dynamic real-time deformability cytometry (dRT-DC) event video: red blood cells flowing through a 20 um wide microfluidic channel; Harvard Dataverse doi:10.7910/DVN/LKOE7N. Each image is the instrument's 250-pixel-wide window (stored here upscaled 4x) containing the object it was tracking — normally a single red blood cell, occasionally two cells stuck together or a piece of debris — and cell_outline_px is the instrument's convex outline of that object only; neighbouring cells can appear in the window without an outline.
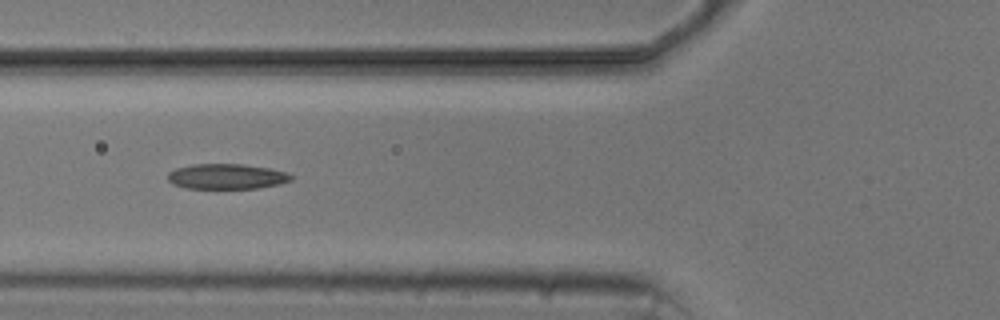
{"species": "common noctule bat (a hibernating species)", "species_latin": "Nyctalus noctula", "temperature_condition": "cold", "stored_images_in_passage": 6, "camera_frame_rate_fps": 3000, "um_per_image_px": 0.085, "animal": {"sex": "male", "body_mass_g": 20.5, "forearm_length_mm": 52.5}, "frame": {"image": 1, "passage_image": 6, "time_ms": 5.667, "image_size_px": [1000, 320], "cell_outline_px": [[292, 180], [280, 184], [260, 188], [184, 188], [172, 184], [168, 180], [168, 172], [176, 168], [192, 164], [244, 164], [272, 168], [288, 172], [292, 176]], "centroid_in_image_um": [19.29, 14.99], "position_along_channel_um": 106.5, "area_um2": 18.38}}